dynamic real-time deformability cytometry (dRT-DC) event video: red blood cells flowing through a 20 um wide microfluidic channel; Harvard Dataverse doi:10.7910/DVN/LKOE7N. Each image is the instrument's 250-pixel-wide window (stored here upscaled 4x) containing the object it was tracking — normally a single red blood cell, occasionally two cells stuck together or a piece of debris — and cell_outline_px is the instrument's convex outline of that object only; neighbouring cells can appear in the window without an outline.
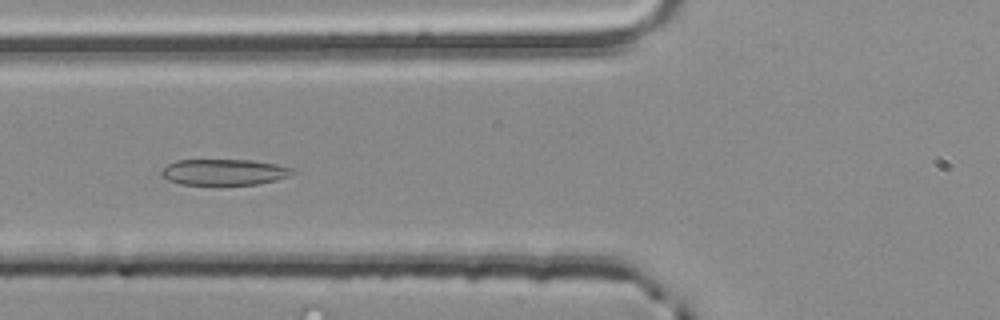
{"species": "common noctule bat (a hibernating species)", "species_latin": "Nyctalus noctula", "temperature_condition": "room temperature", "stored_images_in_passage": 54, "camera_frame_rate_fps": 3000, "um_per_image_px": 0.085, "animal": {"sex": "male", "body_mass_g": 20.4}, "frame": {"image": 1, "passage_image": 21, "time_ms": 6.667, "image_size_px": [1000, 320], "cell_outline_px": [[296, 172], [288, 176], [276, 180], [256, 184], [216, 188], [180, 184], [168, 180], [160, 176], [160, 172], [168, 164], [176, 160], [252, 160], [276, 164], [292, 168]], "centroid_in_image_um": [19.0, 14.68], "position_along_channel_um": 106.8, "area_um2": 20.87}}
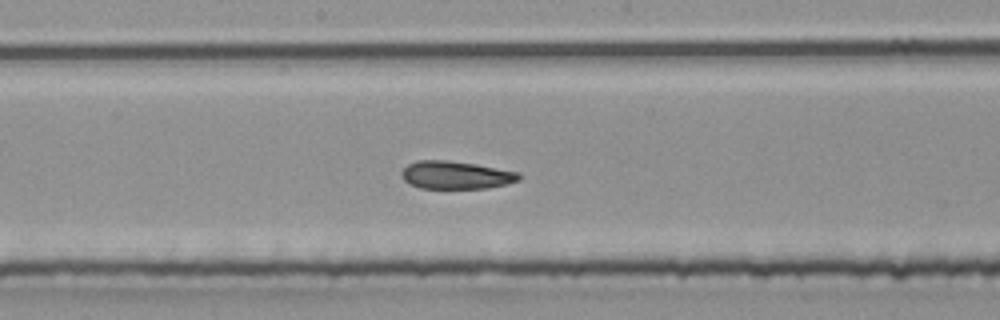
{"frame": {"image": 2, "passage_image": 29, "time_ms": 9.333, "image_size_px": [1000, 320], "cell_outline_px": [[520, 180], [508, 184], [488, 188], [420, 188], [408, 184], [404, 180], [404, 168], [408, 164], [416, 160], [444, 160], [476, 164], [520, 172]], "centroid_in_image_um": [38.79, 14.88], "position_along_channel_um": 209.4, "area_um2": 19.02}}
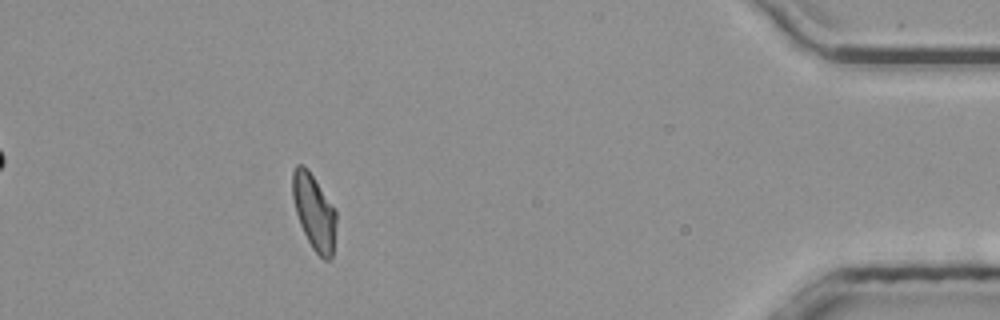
{"frame": {"image": 3, "passage_image": 49, "time_ms": 16.0, "image_size_px": [1000, 320], "cell_outline_px": [[336, 224], [332, 260], [324, 260], [312, 248], [300, 224], [296, 212], [292, 196], [292, 172], [296, 164], [304, 164], [308, 168], [336, 212]], "centroid_in_image_um": [26.69, 18.0], "position_along_channel_um": 408.5, "area_um2": 19.13}, "authors_computed_cell_mechanics": {"area_um2": 20.0277, "velocity_mm_per_s": 3.8375, "shape_relaxation_time_tau1_ms": 6.5894, "shape_relaxation_time_tau2_ms": 2.0765, "deformation_change_tau1": 0.155, "deformation_change_tau2": 0.087}}